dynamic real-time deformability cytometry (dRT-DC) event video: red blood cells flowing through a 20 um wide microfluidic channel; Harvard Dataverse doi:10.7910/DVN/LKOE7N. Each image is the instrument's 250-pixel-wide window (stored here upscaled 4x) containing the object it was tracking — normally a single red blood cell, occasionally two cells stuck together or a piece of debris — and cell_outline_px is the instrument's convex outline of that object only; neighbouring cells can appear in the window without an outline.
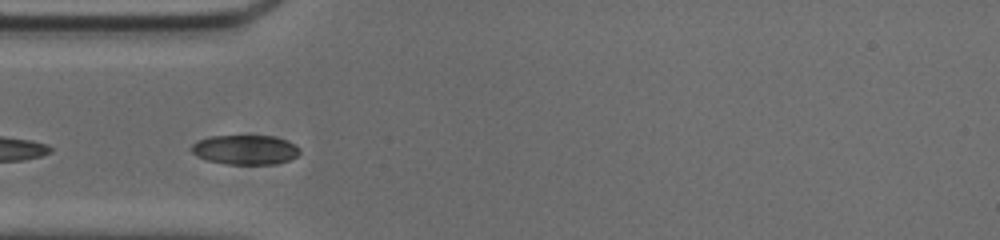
{"species": "common noctule bat (a hibernating species)", "species_latin": "Nyctalus noctula", "temperature_condition": "cold", "stored_images_in_passage": 8, "camera_frame_rate_fps": 3000, "um_per_image_px": 0.085, "animal": {"sex": "male", "body_mass_g": 20.0, "forearm_length_mm": 53.3}, "frame": {"image": 1, "passage_image": 4, "time_ms": 1.0, "image_size_px": [1000, 240], "cell_outline_px": [[300, 152], [296, 156], [288, 160], [276, 164], [224, 164], [208, 160], [196, 156], [188, 148], [196, 140], [208, 136], [272, 136], [296, 144], [300, 148]], "centroid_in_image_um": [20.79, 12.73], "position_along_channel_um": 64.2, "area_um2": 18.79}}